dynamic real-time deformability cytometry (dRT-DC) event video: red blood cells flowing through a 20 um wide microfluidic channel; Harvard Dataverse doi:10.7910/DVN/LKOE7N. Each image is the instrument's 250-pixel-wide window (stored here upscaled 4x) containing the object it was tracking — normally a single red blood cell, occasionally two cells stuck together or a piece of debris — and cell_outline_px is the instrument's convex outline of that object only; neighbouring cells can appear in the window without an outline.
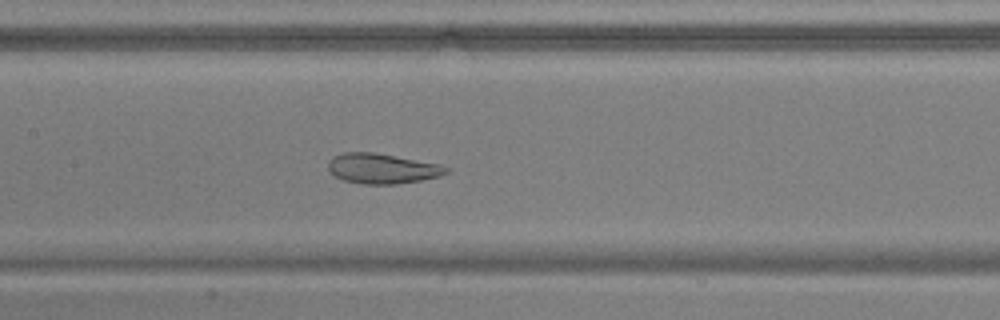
{"species": "common noctule bat (a hibernating species)", "species_latin": "Nyctalus noctula", "temperature_condition": "warm", "stored_images_in_passage": 54, "camera_frame_rate_fps": 3000, "um_per_image_px": 0.085, "animal": {"sex": "male", "body_mass_g": 17.9, "forearm_length_mm": 54.2}, "frame": {"image": 1, "passage_image": 27, "time_ms": 8.667, "image_size_px": [1000, 320], "cell_outline_px": [[448, 172], [440, 176], [420, 180], [396, 184], [364, 184], [344, 180], [336, 176], [328, 168], [328, 160], [332, 156], [344, 152], [372, 152], [440, 164], [448, 168]], "centroid_in_image_um": [32.47, 14.32], "position_along_channel_um": 174.9, "area_um2": 20.52}}
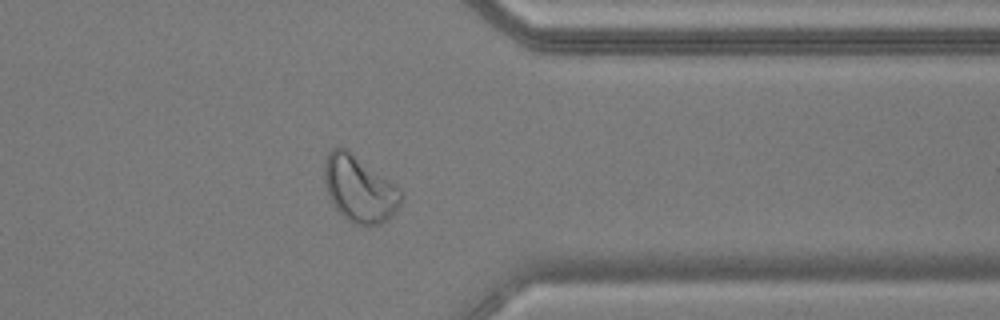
{"frame": {"image": 2, "passage_image": 44, "time_ms": 14.333, "image_size_px": [1000, 320], "cell_outline_px": [[404, 196], [396, 212], [388, 220], [380, 224], [368, 228], [352, 224], [332, 204], [324, 180], [324, 160], [328, 152], [332, 148], [344, 148], [352, 152], [400, 188]], "centroid_in_image_um": [30.57, 16.1], "position_along_channel_um": 380.8, "area_um2": 30.0}}
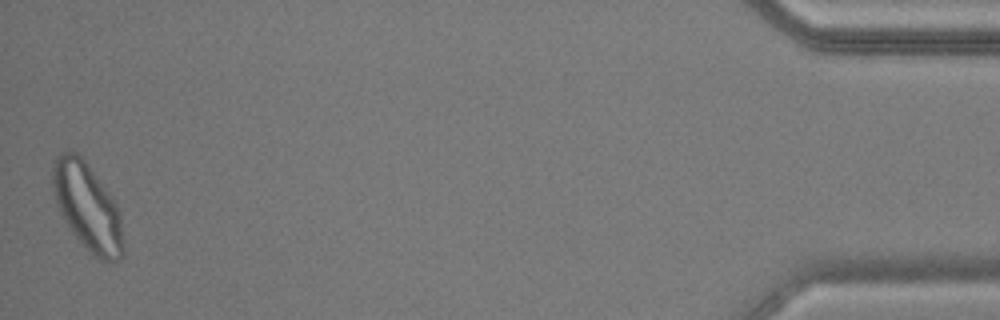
{"frame": {"image": 3, "passage_image": 54, "time_ms": 17.667, "image_size_px": [1000, 320], "cell_outline_px": [[124, 256], [120, 260], [100, 260], [72, 232], [64, 220], [56, 204], [52, 184], [52, 164], [56, 156], [60, 152], [76, 152], [84, 160], [108, 192], [116, 204], [120, 212], [124, 244]], "centroid_in_image_um": [7.43, 17.58], "position_along_channel_um": 427.8, "area_um2": 35.49}, "authors_computed_cell_mechanics": {"area_um2": 28.9578, "velocity_mm_per_s": 3.7501, "shape_relaxation_time_tau1_ms": 8.6631, "shape_relaxation_time_tau2_ms": 0.9773, "deformation_change_tau1": 0.1879, "deformation_change_tau2": 0.0887}}